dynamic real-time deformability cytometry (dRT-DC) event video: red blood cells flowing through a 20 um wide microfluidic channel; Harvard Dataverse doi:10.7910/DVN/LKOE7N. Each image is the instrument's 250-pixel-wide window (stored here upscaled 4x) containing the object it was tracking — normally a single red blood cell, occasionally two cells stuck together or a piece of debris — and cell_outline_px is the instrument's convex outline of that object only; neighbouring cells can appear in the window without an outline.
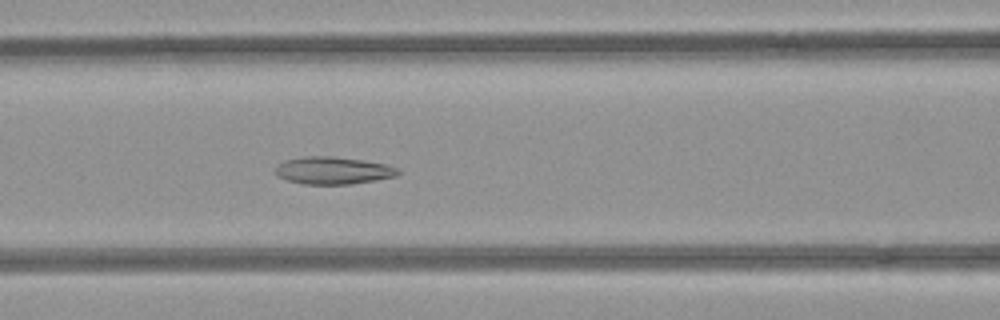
{"species": "common noctule bat (a hibernating species)", "species_latin": "Nyctalus noctula", "temperature_condition": "room temperature", "stored_images_in_passage": 44, "camera_frame_rate_fps": 3000, "um_per_image_px": 0.085, "animal": {"sex": "female", "body_mass_g": 21.9}, "frame": {"image": 1, "passage_image": 13, "time_ms": 4.0, "image_size_px": [1000, 320], "cell_outline_px": [[400, 172], [396, 176], [376, 180], [352, 184], [300, 184], [276, 176], [276, 164], [284, 160], [304, 156], [332, 156], [364, 160], [388, 164], [400, 168]], "centroid_in_image_um": [28.32, 14.48], "position_along_channel_um": 138.3, "area_um2": 19.88}}
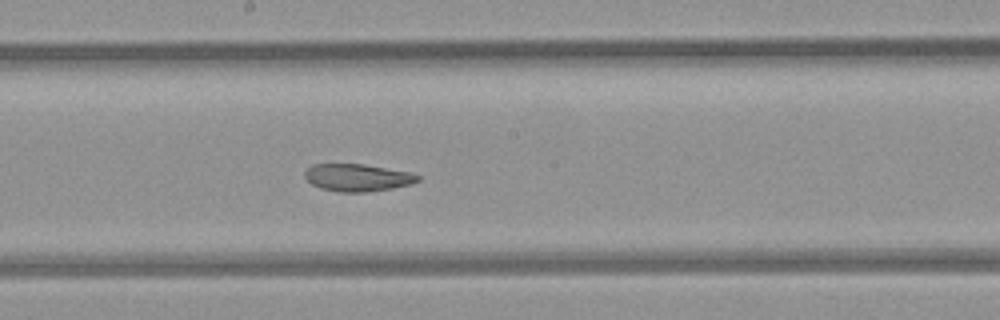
{"frame": {"image": 2, "passage_image": 19, "time_ms": 6.0, "image_size_px": [1000, 320], "cell_outline_px": [[420, 180], [412, 184], [392, 188], [368, 192], [340, 192], [320, 188], [312, 184], [304, 176], [304, 172], [312, 164], [364, 164], [408, 172], [420, 176]], "centroid_in_image_um": [30.38, 15.1], "position_along_channel_um": 217.8, "area_um2": 17.98}}
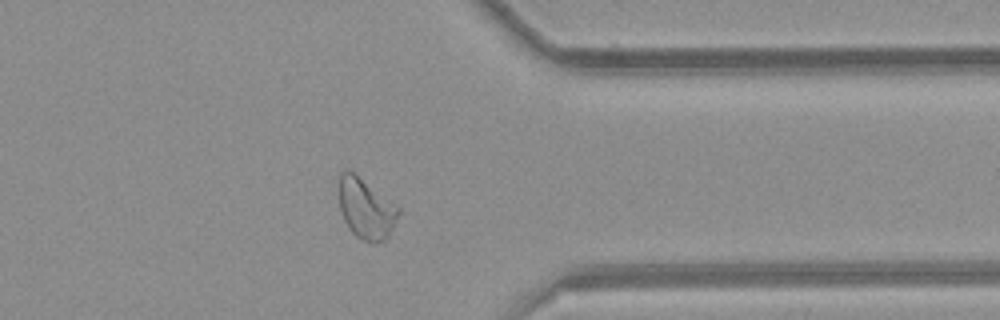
{"frame": {"image": 3, "passage_image": 32, "time_ms": 10.333, "image_size_px": [1000, 320], "cell_outline_px": [[400, 212], [388, 236], [384, 240], [376, 244], [372, 244], [356, 236], [348, 228], [340, 212], [340, 172], [344, 168], [348, 168], [400, 208]], "centroid_in_image_um": [31.09, 17.74], "position_along_channel_um": 380.3, "area_um2": 20.81}, "authors_computed_cell_mechanics": {"area_um2": 20.7791, "velocity_mm_per_s": 3.9817, "shape_relaxation_time_tau1_ms": null, "shape_relaxation_time_tau2_ms": 4.6484, "deformation_change_tau1": null, "deformation_change_tau2": 0.1218}}